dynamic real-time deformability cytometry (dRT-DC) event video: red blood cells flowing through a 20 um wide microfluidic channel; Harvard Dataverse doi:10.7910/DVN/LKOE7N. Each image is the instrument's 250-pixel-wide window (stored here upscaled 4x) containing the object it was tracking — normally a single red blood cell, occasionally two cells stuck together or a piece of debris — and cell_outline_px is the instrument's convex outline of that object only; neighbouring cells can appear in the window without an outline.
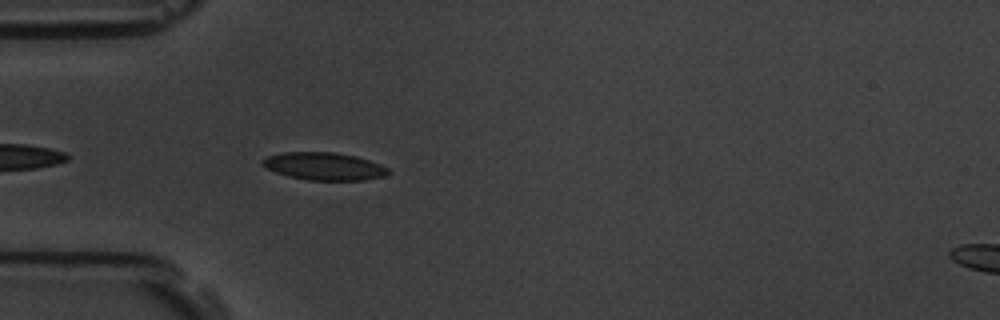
{"species": "common noctule bat (a hibernating species)", "species_latin": "Nyctalus noctula", "temperature_condition": "room temperature", "stored_images_in_passage": 3, "camera_frame_rate_fps": 3000, "um_per_image_px": 0.085, "animal": {"sex": "male", "body_mass_g": 19.5, "forearm_length_mm": 54.6}, "frame": {"image": 1, "passage_image": 3, "time_ms": 2.333, "image_size_px": [1000, 320], "cell_outline_px": [[392, 172], [384, 176], [364, 180], [308, 180], [288, 176], [264, 168], [260, 164], [260, 160], [268, 156], [280, 152], [332, 152], [356, 156], [380, 164], [388, 168]], "centroid_in_image_um": [27.51, 14.13], "position_along_channel_um": 57.5, "area_um2": 20.4}}